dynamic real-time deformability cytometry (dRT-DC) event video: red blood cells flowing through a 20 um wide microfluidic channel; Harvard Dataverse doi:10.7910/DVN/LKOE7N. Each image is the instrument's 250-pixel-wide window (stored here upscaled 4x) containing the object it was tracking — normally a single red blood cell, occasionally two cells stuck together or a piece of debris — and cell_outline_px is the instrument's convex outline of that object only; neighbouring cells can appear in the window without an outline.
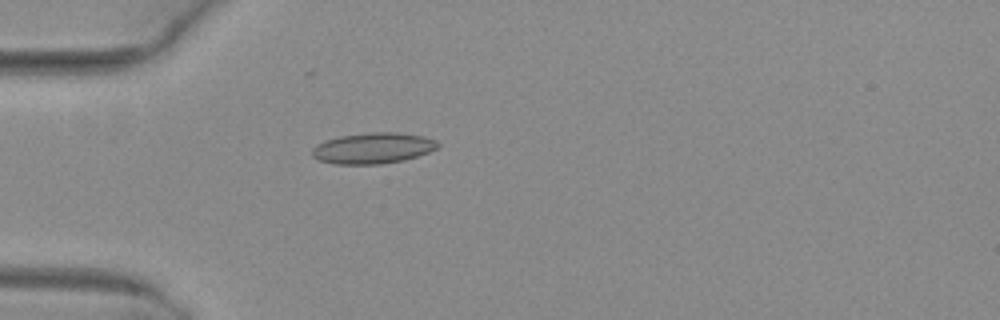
{"species": "common noctule bat (a hibernating species)", "species_latin": "Nyctalus noctula", "temperature_condition": "warm", "stored_images_in_passage": 4, "camera_frame_rate_fps": 3000, "um_per_image_px": 0.085, "animal": {"sex": "female", "body_mass_g": 29.2, "forearm_length_mm": 56.3}, "frame": {"image": 1, "passage_image": 4, "time_ms": 1.0, "image_size_px": [1000, 320], "cell_outline_px": [[440, 144], [436, 148], [428, 152], [404, 160], [380, 164], [336, 164], [320, 160], [312, 156], [312, 148], [324, 140], [340, 136], [372, 132], [396, 132], [424, 136], [436, 140]], "centroid_in_image_um": [31.7, 12.59], "position_along_channel_um": 53.3, "area_um2": 22.54}}